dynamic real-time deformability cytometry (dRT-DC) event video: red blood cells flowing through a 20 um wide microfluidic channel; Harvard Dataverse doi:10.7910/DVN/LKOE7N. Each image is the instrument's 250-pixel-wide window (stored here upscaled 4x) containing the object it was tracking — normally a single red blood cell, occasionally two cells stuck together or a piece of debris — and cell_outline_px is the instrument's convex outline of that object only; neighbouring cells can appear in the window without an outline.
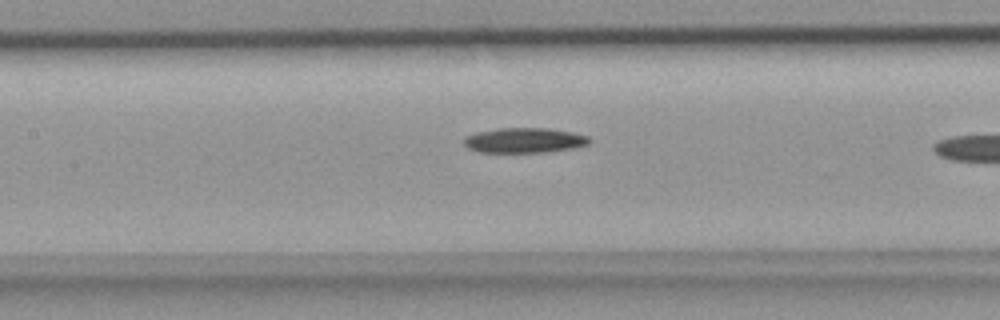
{"species": "common noctule bat (a hibernating species)", "species_latin": "Nyctalus noctula", "temperature_condition": "room temperature", "stored_images_in_passage": 7, "camera_frame_rate_fps": 3000, "um_per_image_px": 0.085, "animal": {"sex": "female", "body_mass_g": 18.4}, "frame": {"image": 1, "passage_image": 4, "time_ms": 1.0, "image_size_px": [1000, 320], "cell_outline_px": [[592, 140], [588, 144], [572, 148], [544, 152], [480, 152], [468, 148], [464, 144], [464, 136], [476, 132], [500, 128], [544, 128], [572, 132], [588, 136]], "centroid_in_image_um": [44.55, 11.92], "position_along_channel_um": 162.9, "area_um2": 18.21}}